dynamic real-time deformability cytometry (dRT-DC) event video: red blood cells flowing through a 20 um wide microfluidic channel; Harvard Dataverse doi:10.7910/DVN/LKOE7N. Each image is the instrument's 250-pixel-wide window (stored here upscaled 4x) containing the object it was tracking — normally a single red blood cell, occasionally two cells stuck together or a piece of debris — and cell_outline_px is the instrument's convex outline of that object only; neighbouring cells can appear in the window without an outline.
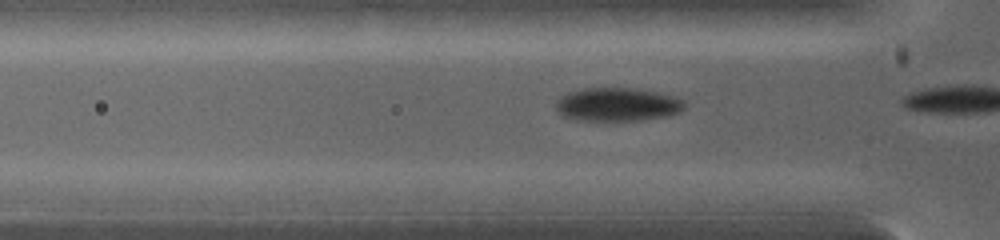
{"species": "common noctule bat (a hibernating species)", "species_latin": "Nyctalus noctula", "temperature_condition": "warm", "stored_images_in_passage": 3, "camera_frame_rate_fps": 5000, "um_per_image_px": 0.085, "animal": {"sex": "female", "body_mass_g": 19.0, "forearm_length_mm": 53.3}, "frame": {"image": 1, "passage_image": 2, "time_ms": 0.2, "image_size_px": [1000, 240], "cell_outline_px": [[684, 108], [680, 112], [668, 116], [640, 120], [576, 120], [560, 116], [556, 108], [556, 100], [560, 96], [568, 92], [584, 88], [628, 88], [656, 92], [672, 96], [684, 100]], "centroid_in_image_um": [52.43, 8.89], "position_along_channel_um": 73.4, "area_um2": 25.09}}